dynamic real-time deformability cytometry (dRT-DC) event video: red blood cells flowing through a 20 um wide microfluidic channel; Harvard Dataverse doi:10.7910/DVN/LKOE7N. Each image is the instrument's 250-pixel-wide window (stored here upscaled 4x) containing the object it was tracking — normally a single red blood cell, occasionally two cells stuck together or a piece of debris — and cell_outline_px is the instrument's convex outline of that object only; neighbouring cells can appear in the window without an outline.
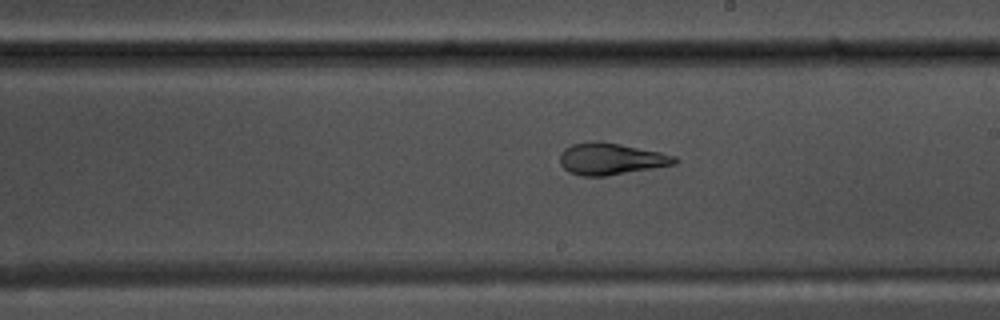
{"species": "common noctule bat (a hibernating species)", "species_latin": "Nyctalus noctula", "temperature_condition": "warm", "stored_images_in_passage": 55, "camera_frame_rate_fps": 3000, "um_per_image_px": 0.085, "animal": {"sex": "male", "body_mass_g": 17.5, "forearm_length_mm": 52.3}, "frame": {"image": 1, "passage_image": 32, "time_ms": 10.333, "image_size_px": [1000, 320], "cell_outline_px": [[680, 160], [676, 164], [608, 176], [580, 176], [568, 172], [560, 164], [560, 152], [564, 148], [572, 144], [592, 140], [600, 140], [660, 152], [676, 156]], "centroid_in_image_um": [51.91, 13.5], "position_along_channel_um": 237.1, "area_um2": 21.56}}
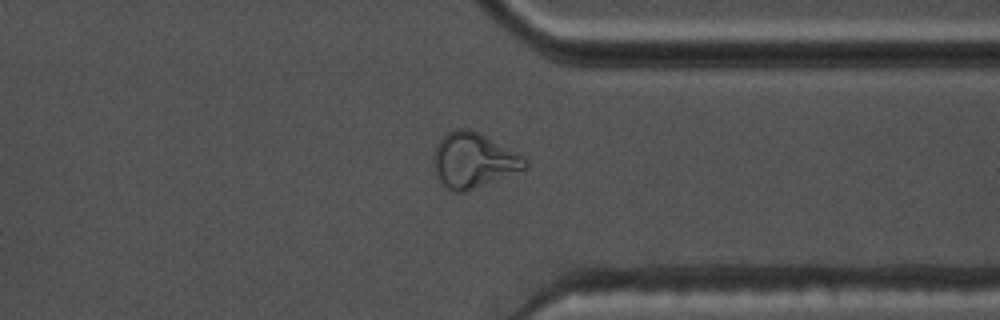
{"frame": {"image": 2, "passage_image": 43, "time_ms": 14.0, "image_size_px": [1000, 320], "cell_outline_px": [[528, 164], [524, 168], [464, 192], [456, 192], [448, 188], [440, 180], [436, 172], [432, 160], [432, 156], [436, 144], [452, 128], [468, 128], [480, 132], [524, 156], [528, 160]], "centroid_in_image_um": [40.22, 13.58], "position_along_channel_um": 371.2, "area_um2": 28.96}}
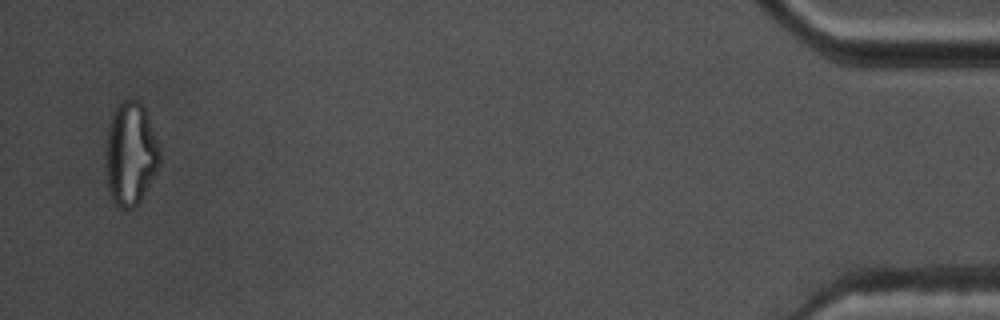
{"frame": {"image": 3, "passage_image": 54, "time_ms": 17.667, "image_size_px": [1000, 320], "cell_outline_px": [[160, 164], [140, 204], [136, 208], [128, 212], [120, 208], [112, 200], [108, 188], [104, 156], [104, 152], [108, 128], [112, 112], [124, 100], [140, 100], [148, 116], [160, 148]], "centroid_in_image_um": [11.09, 13.14], "position_along_channel_um": 424.1, "area_um2": 33.23}, "authors_computed_cell_mechanics": {"area_um2": 23.6402, "velocity_mm_per_s": 3.696, "shape_relaxation_time_tau1_ms": null, "shape_relaxation_time_tau2_ms": 1.2474, "deformation_change_tau1": null, "deformation_change_tau2": 0.0722}}